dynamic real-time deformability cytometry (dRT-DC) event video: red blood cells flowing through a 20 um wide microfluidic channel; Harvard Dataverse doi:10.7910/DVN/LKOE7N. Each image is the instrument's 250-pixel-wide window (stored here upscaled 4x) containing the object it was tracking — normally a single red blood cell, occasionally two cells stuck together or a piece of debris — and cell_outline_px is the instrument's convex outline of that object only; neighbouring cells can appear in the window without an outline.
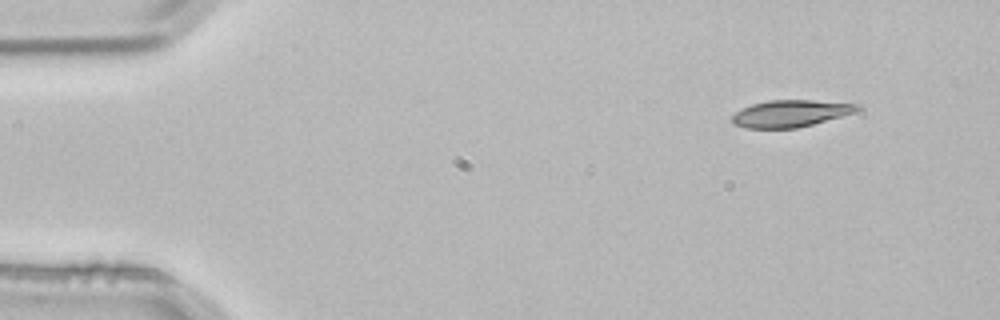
{"species": "common noctule bat (a hibernating species)", "species_latin": "Nyctalus noctula", "temperature_condition": "room temperature", "stored_images_in_passage": 3, "camera_frame_rate_fps": 3000, "um_per_image_px": 0.085, "animal": {"sex": "male", "body_mass_g": 21.5, "forearm_length_mm": 52.0}, "frame": {"image": 1, "passage_image": 1, "time_ms": 0.0, "image_size_px": [1000, 320], "cell_outline_px": [[860, 108], [852, 112], [840, 116], [812, 124], [796, 128], [748, 128], [732, 124], [732, 116], [736, 112], [752, 104], [768, 100], [812, 100], [860, 104]], "centroid_in_image_um": [67.15, 9.64], "position_along_channel_um": 17.8, "area_um2": 19.31}}
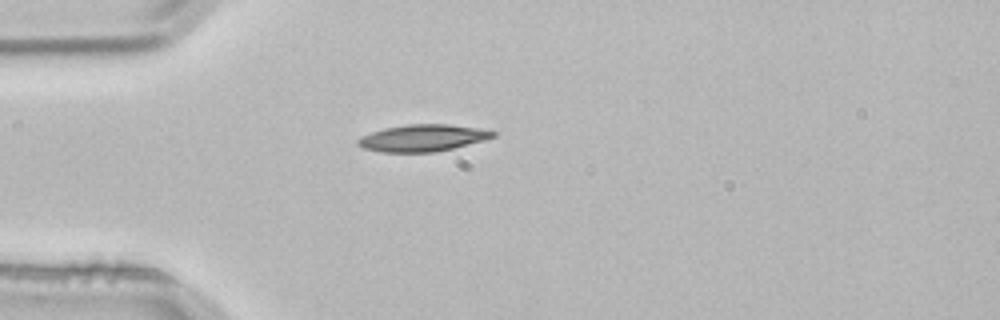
{"frame": {"image": 2, "passage_image": 3, "time_ms": 0.667, "image_size_px": [1000, 320], "cell_outline_px": [[496, 136], [484, 140], [452, 148], [432, 152], [380, 152], [364, 148], [356, 144], [356, 140], [360, 136], [384, 128], [408, 124], [448, 124], [480, 128], [496, 132]], "centroid_in_image_um": [35.9, 11.72], "position_along_channel_um": 49.1, "area_um2": 21.1}}